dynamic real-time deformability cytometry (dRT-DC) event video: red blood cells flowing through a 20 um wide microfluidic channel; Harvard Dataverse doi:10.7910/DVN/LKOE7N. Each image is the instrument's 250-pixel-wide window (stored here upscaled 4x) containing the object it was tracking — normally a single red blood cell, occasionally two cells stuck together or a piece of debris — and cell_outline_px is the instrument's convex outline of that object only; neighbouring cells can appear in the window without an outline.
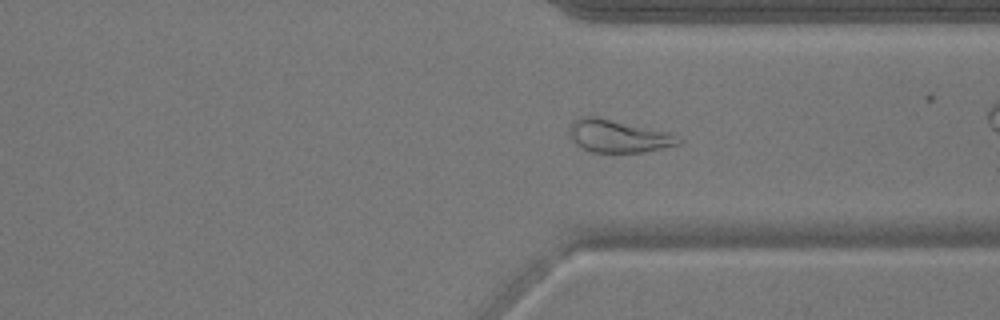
{"species": "common noctule bat (a hibernating species)", "species_latin": "Nyctalus noctula", "temperature_condition": "warm", "stored_images_in_passage": 49, "camera_frame_rate_fps": 3000, "um_per_image_px": 0.085, "animal": {"sex": "male", "body_mass_g": 17.9}, "frame": {"image": 1, "passage_image": 35, "time_ms": 11.333, "image_size_px": [1000, 320], "cell_outline_px": [[684, 140], [680, 144], [644, 152], [592, 152], [576, 144], [568, 136], [568, 128], [572, 120], [580, 116], [596, 116], [668, 132]], "centroid_in_image_um": [52.5, 11.56], "position_along_channel_um": 358.9, "area_um2": 20.87}, "authors_computed_cell_mechanics": {"area_um2": 23.9292, "velocity_mm_per_s": 3.8514, "shape_relaxation_time_tau1_ms": null, "shape_relaxation_time_tau2_ms": 4.1922, "deformation_change_tau1": null, "deformation_change_tau2": 0.1377}}